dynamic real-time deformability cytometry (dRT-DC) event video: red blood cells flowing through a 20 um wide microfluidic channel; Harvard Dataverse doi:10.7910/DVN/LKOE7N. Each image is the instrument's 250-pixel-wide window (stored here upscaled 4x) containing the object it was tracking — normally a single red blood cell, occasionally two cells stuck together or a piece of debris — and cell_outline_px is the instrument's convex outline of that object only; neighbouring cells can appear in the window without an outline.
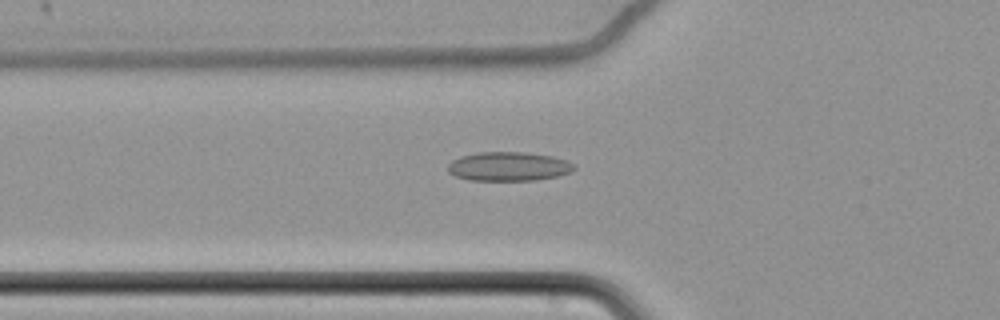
{"species": "common noctule bat (a hibernating species)", "species_latin": "Nyctalus noctula", "temperature_condition": "cold", "stored_images_in_passage": 62, "camera_frame_rate_fps": 3000, "um_per_image_px": 0.085, "animal": {"sex": "female", "body_mass_g": 22.7, "forearm_length_mm": 54.2}, "frame": {"image": 1, "passage_image": 24, "time_ms": 7.667, "image_size_px": [1000, 320], "cell_outline_px": [[576, 168], [572, 172], [556, 176], [536, 180], [468, 180], [456, 176], [448, 172], [448, 164], [452, 160], [460, 156], [476, 152], [524, 152], [552, 156], [568, 160], [576, 164]], "centroid_in_image_um": [43.25, 14.14], "position_along_channel_um": 82.5, "area_um2": 21.56}}
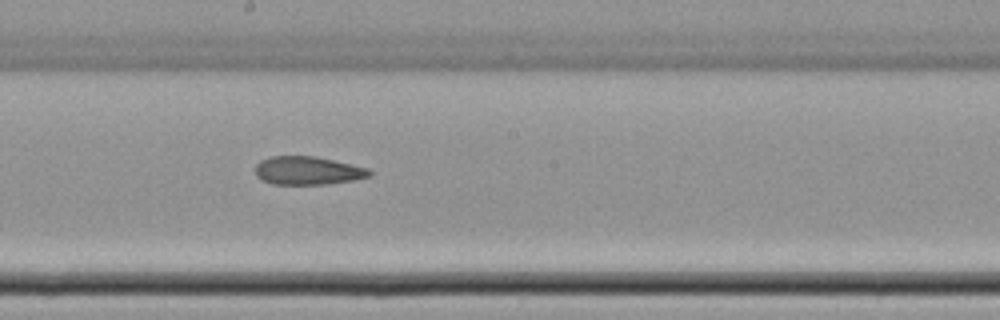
{"frame": {"image": 2, "passage_image": 36, "time_ms": 11.667, "image_size_px": [1000, 320], "cell_outline_px": [[372, 176], [352, 180], [328, 184], [272, 184], [256, 176], [256, 164], [260, 160], [272, 156], [316, 156], [368, 168], [372, 172]], "centroid_in_image_um": [26.17, 14.5], "position_along_channel_um": 222.0, "area_um2": 18.79}}
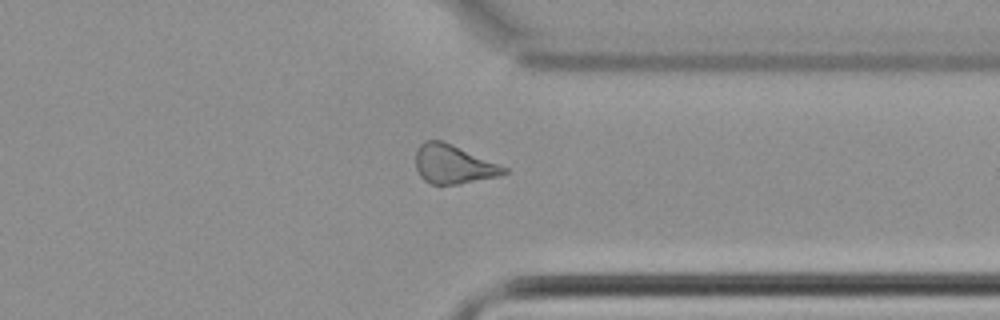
{"frame": {"image": 3, "passage_image": 49, "time_ms": 16.0, "image_size_px": [1000, 320], "cell_outline_px": [[508, 172], [500, 176], [460, 184], [432, 184], [424, 180], [420, 176], [416, 168], [416, 152], [420, 144], [424, 140], [440, 140], [452, 144], [508, 168]], "centroid_in_image_um": [38.53, 13.97], "position_along_channel_um": 372.9, "area_um2": 19.94}, "authors_computed_cell_mechanics": {"area_um2": 21.1548, "velocity_mm_per_s": 3.4958, "shape_relaxation_time_tau1_ms": null, "shape_relaxation_time_tau2_ms": 7.0466, "deformation_change_tau1": null, "deformation_change_tau2": 0.1475}}